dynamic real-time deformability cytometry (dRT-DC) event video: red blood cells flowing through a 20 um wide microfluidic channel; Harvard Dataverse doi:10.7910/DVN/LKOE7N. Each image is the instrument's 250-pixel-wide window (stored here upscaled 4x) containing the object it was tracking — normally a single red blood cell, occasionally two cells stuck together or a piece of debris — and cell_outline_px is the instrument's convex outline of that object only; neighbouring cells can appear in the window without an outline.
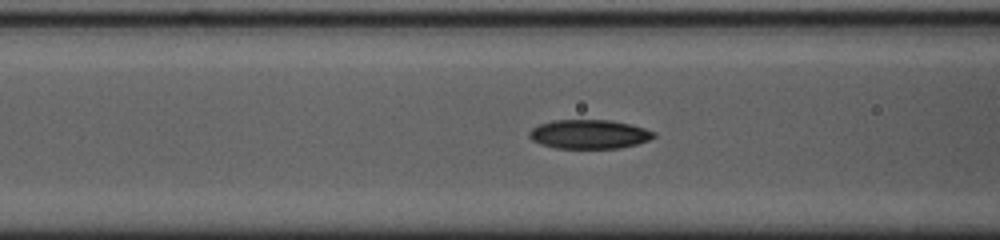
{"species": "common noctule bat (a hibernating species)", "species_latin": "Nyctalus noctula", "temperature_condition": "cold", "stored_images_in_passage": 29, "camera_frame_rate_fps": 3000, "um_per_image_px": 0.085, "animal": {"sex": "female", "body_mass_g": 23.0, "forearm_length_mm": 53.4}, "frame": {"image": 1, "passage_image": 5, "time_ms": 1.333, "image_size_px": [1000, 240], "cell_outline_px": [[656, 136], [648, 140], [636, 144], [616, 148], [556, 148], [540, 144], [532, 140], [528, 136], [528, 132], [532, 128], [540, 124], [552, 120], [608, 120], [628, 124], [644, 128], [656, 132]], "centroid_in_image_um": [50.04, 11.41], "position_along_channel_um": 116.6, "area_um2": 20.98}}
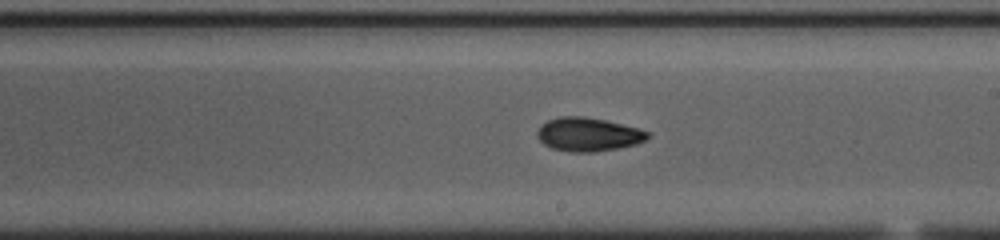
{"frame": {"image": 2, "passage_image": 15, "time_ms": 4.667, "image_size_px": [1000, 240], "cell_outline_px": [[652, 136], [636, 144], [616, 148], [592, 152], [568, 152], [552, 148], [544, 144], [536, 136], [536, 132], [548, 120], [560, 116], [584, 116], [604, 120], [652, 132]], "centroid_in_image_um": [50.0, 11.43], "position_along_channel_um": 239.0, "area_um2": 21.5}}
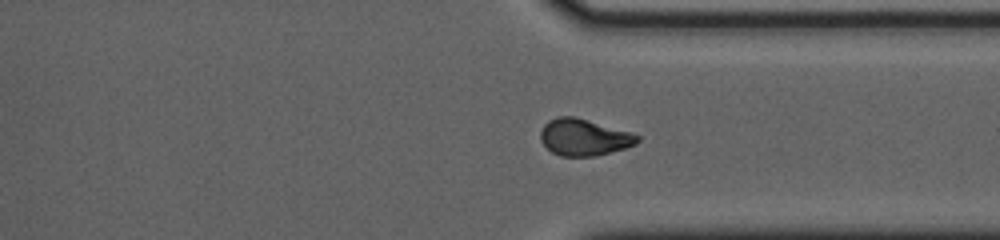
{"frame": {"image": 3, "passage_image": 25, "time_ms": 8.0, "image_size_px": [1000, 240], "cell_outline_px": [[640, 140], [636, 144], [624, 148], [596, 156], [560, 156], [552, 152], [540, 140], [540, 132], [544, 124], [548, 120], [556, 116], [572, 116], [588, 120], [632, 132], [640, 136]], "centroid_in_image_um": [49.63, 11.66], "position_along_channel_um": 361.8, "area_um2": 20.75}}